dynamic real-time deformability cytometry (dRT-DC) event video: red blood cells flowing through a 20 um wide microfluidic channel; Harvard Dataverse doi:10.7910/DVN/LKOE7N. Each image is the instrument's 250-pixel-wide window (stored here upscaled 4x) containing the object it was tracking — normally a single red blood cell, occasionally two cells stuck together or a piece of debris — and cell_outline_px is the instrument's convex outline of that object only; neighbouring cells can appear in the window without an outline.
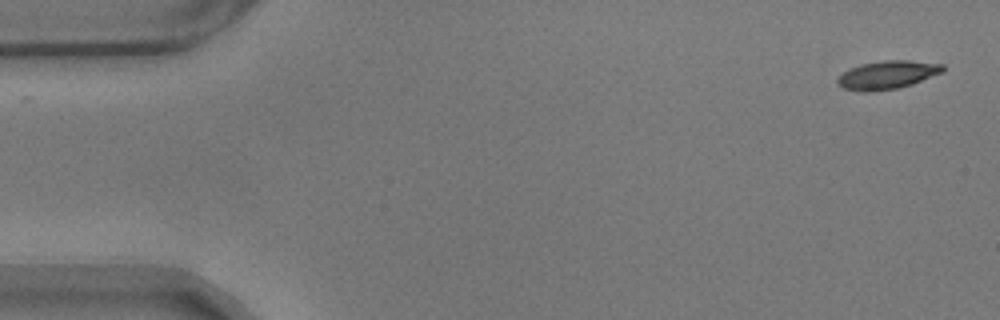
{"species": "common noctule bat (a hibernating species)", "species_latin": "Nyctalus noctula", "temperature_condition": "warm", "stored_images_in_passage": 12, "camera_frame_rate_fps": 3000, "um_per_image_px": 0.085, "animal": {"sex": "male", "body_mass_g": 17.9}, "frame": {"image": 1, "passage_image": 1, "time_ms": 0.0, "image_size_px": [1000, 320], "cell_outline_px": [[944, 68], [940, 72], [912, 84], [896, 88], [868, 92], [864, 92], [844, 88], [836, 80], [848, 68], [860, 64], [880, 60], [908, 60], [944, 64]], "centroid_in_image_um": [75.39, 6.35], "position_along_channel_um": 9.6, "area_um2": 17.11}}